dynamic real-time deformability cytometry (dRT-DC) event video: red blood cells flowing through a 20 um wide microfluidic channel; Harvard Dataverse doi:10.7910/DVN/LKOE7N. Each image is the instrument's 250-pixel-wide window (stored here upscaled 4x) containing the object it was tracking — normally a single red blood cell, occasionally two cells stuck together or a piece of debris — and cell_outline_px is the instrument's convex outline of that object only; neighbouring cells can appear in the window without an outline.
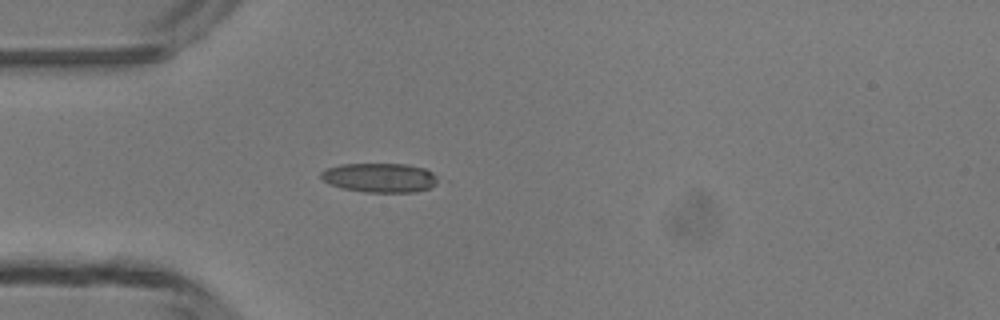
{"species": "common noctule bat (a hibernating species)", "species_latin": "Nyctalus noctula", "temperature_condition": "room temperature", "stored_images_in_passage": 3, "camera_frame_rate_fps": 3000, "um_per_image_px": 0.085, "animal": {"sex": "male", "body_mass_g": 13.3}, "frame": {"image": 1, "passage_image": 3, "time_ms": 3.0, "image_size_px": [1000, 320], "cell_outline_px": [[436, 184], [428, 188], [416, 192], [364, 192], [340, 188], [324, 180], [320, 176], [320, 172], [328, 168], [340, 164], [408, 164], [424, 168], [432, 172], [436, 176]], "centroid_in_image_um": [32.27, 15.1], "position_along_channel_um": 52.7, "area_um2": 19.88}}